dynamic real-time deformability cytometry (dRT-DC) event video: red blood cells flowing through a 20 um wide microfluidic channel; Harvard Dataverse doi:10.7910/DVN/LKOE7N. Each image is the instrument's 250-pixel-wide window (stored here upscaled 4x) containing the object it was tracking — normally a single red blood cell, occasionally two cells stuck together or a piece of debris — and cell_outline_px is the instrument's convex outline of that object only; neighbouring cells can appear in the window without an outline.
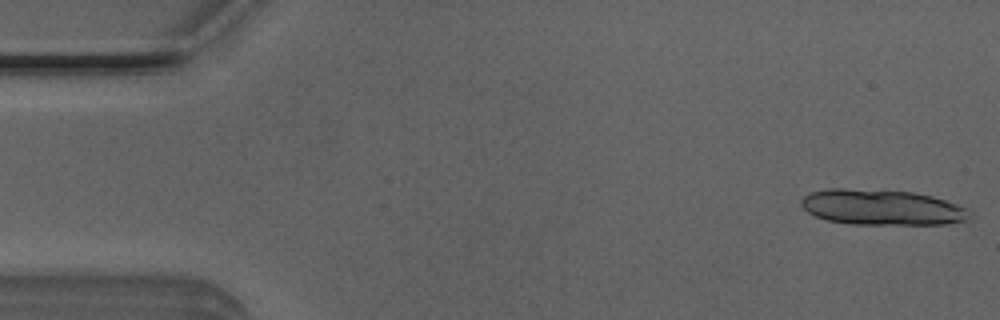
{"species": "Egyptian fruit bat (a non-hibernating species)", "species_latin": "Rousettus aegyptiacus", "temperature_condition": "room temperature", "stored_images_in_passage": 13, "camera_frame_rate_fps": 3000, "um_per_image_px": 0.085, "animal": {"sex": "male"}, "frame": {"image": 1, "passage_image": 1, "time_ms": 0.0, "image_size_px": [1000, 320], "cell_outline_px": [[972, 212], [968, 220], [948, 224], [852, 224], [828, 220], [816, 216], [808, 212], [800, 204], [800, 200], [804, 196], [812, 192], [828, 188], [844, 188], [912, 192], [932, 196], [956, 204]], "centroid_in_image_um": [74.96, 17.62], "position_along_channel_um": 10.0, "area_um2": 34.74}}